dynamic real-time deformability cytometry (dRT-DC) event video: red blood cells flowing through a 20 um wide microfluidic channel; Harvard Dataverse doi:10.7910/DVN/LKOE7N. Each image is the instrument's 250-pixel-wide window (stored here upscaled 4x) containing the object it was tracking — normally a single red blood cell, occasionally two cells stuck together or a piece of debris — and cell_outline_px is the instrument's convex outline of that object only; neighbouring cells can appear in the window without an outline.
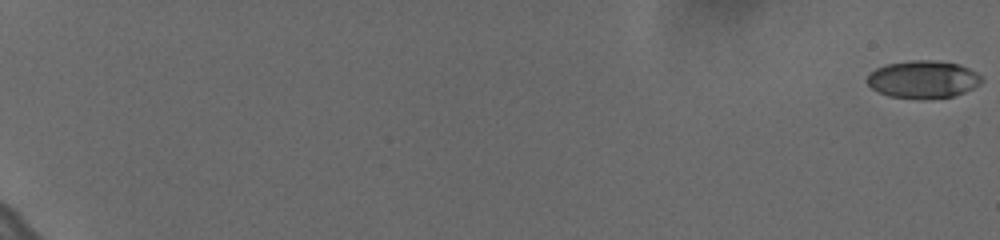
{"species": "human", "species_latin": "Homo sapiens", "temperature_condition": "cold", "stored_images_in_passage": 43, "camera_frame_rate_fps": 3000, "um_per_image_px": 0.085, "donor": {"sex": "female"}, "frame": {"image": 1, "passage_image": 1, "time_ms": 0.0, "image_size_px": [1000, 240], "cell_outline_px": [[984, 80], [980, 84], [964, 92], [952, 96], [888, 96], [872, 88], [864, 80], [876, 68], [884, 64], [912, 60], [932, 60], [956, 64], [968, 68], [976, 72]], "centroid_in_image_um": [78.44, 6.7], "position_along_channel_um": 6.6, "area_um2": 24.22}}
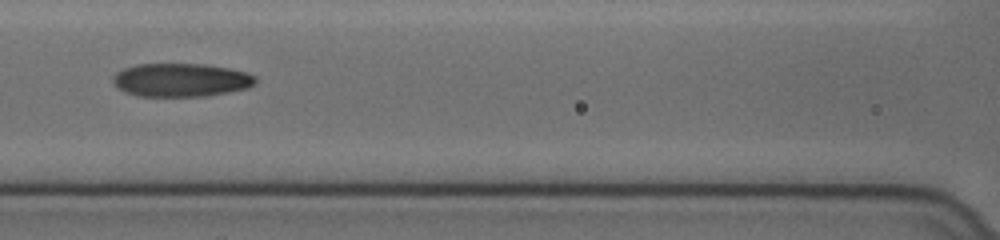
{"frame": {"image": 2, "passage_image": 24, "time_ms": 7.667, "image_size_px": [1000, 240], "cell_outline_px": [[256, 80], [248, 88], [228, 92], [204, 96], [136, 96], [124, 92], [116, 88], [112, 80], [112, 76], [116, 72], [124, 68], [136, 64], [204, 64], [228, 68], [244, 72], [256, 76]], "centroid_in_image_um": [15.32, 6.8], "position_along_channel_um": 151.3, "area_um2": 27.8}}
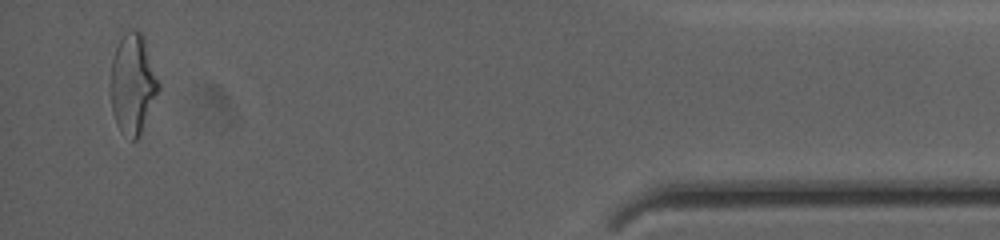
{"frame": {"image": 3, "passage_image": 43, "time_ms": 14.0, "image_size_px": [1000, 240], "cell_outline_px": [[160, 88], [140, 136], [136, 140], [132, 140], [116, 124], [112, 112], [108, 84], [112, 60], [116, 48], [120, 40], [132, 28], [140, 32], [144, 40], [160, 84]], "centroid_in_image_um": [11.26, 7.17], "position_along_channel_um": 423.9, "area_um2": 27.92}, "authors_computed_cell_mechanics": {"area_um2": 26.7036, "velocity_mm_per_s": 3.6793, "shape_relaxation_time_tau1_ms": 4.8919, "shape_relaxation_time_tau2_ms": 2.3299, "deformation_change_tau1": 0.1664, "deformation_change_tau2": 0.1025}}